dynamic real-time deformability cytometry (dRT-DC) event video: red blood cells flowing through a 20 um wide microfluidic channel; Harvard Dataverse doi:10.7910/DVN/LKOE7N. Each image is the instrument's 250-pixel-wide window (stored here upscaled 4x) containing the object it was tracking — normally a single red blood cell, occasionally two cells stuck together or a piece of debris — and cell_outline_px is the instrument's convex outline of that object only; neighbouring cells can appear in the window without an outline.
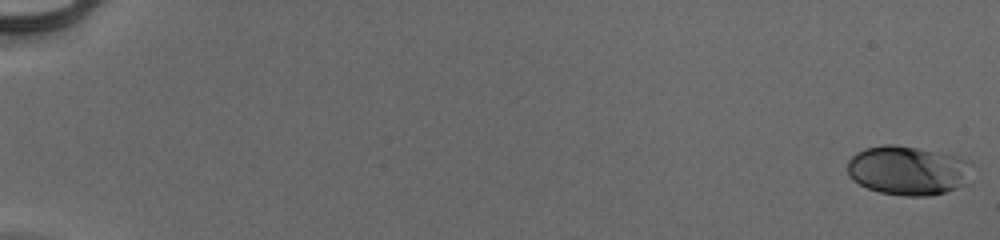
{"species": "human", "species_latin": "Homo sapiens", "temperature_condition": "cold", "stored_images_in_passage": 55, "camera_frame_rate_fps": 3000, "um_per_image_px": 0.085, "donor": {"sex": "male"}, "frame": {"image": 1, "passage_image": 1, "time_ms": 0.0, "image_size_px": [1000, 240], "cell_outline_px": [[972, 184], [932, 196], [904, 196], [880, 192], [868, 188], [852, 180], [848, 176], [848, 160], [856, 152], [868, 148], [884, 144], [896, 144], [956, 156], [972, 160]], "centroid_in_image_um": [77.26, 14.51], "position_along_channel_um": 7.7, "area_um2": 36.41}}
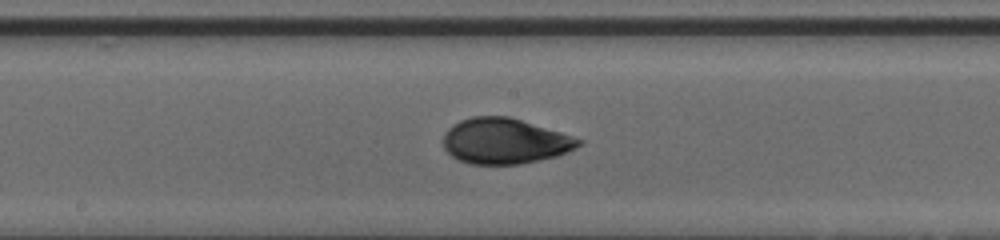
{"frame": {"image": 2, "passage_image": 32, "time_ms": 10.333, "image_size_px": [1000, 240], "cell_outline_px": [[584, 140], [576, 148], [556, 156], [520, 164], [472, 164], [460, 160], [452, 156], [444, 148], [444, 132], [452, 124], [460, 120], [472, 116], [508, 116], [560, 132]], "centroid_in_image_um": [42.88, 11.98], "position_along_channel_um": 205.3, "area_um2": 35.72}}
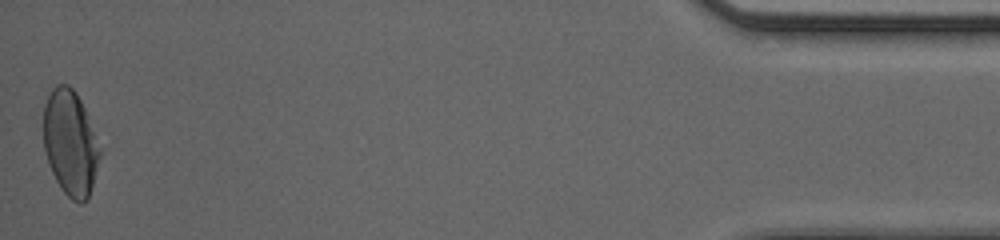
{"frame": {"image": 3, "passage_image": 55, "time_ms": 18.0, "image_size_px": [1000, 240], "cell_outline_px": [[100, 156], [88, 200], [80, 204], [72, 200], [60, 188], [52, 172], [44, 148], [44, 104], [52, 88], [56, 84], [68, 84], [76, 92], [84, 108], [100, 148]], "centroid_in_image_um": [5.97, 12.15], "position_along_channel_um": 429.2, "area_um2": 34.28}, "authors_computed_cell_mechanics": {"area_um2": 35.0846, "velocity_mm_per_s": 3.9461, "shape_relaxation_time_tau1_ms": 4.4896, "shape_relaxation_time_tau2_ms": 1.2497, "deformation_change_tau1": 0.159, "deformation_change_tau2": 0.049}}